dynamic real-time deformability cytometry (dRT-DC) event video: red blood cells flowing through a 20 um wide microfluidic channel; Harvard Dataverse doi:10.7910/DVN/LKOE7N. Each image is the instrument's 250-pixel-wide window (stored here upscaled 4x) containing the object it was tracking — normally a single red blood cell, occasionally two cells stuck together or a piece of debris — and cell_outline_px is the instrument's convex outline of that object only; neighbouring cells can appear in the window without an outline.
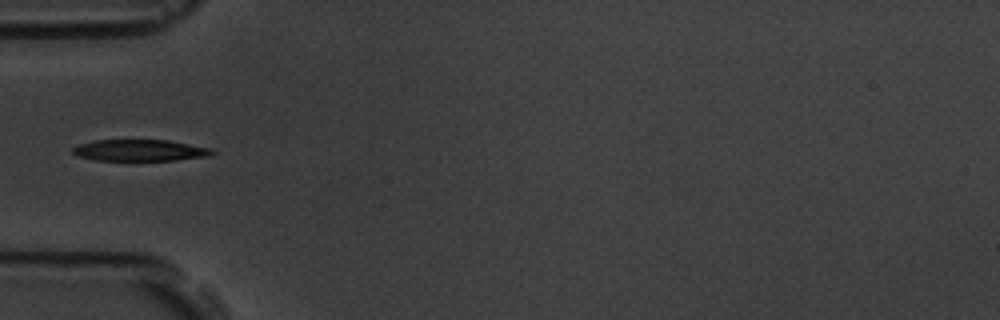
{"species": "common noctule bat (a hibernating species)", "species_latin": "Nyctalus noctula", "temperature_condition": "room temperature", "stored_images_in_passage": 1, "camera_frame_rate_fps": 3000, "um_per_image_px": 0.085, "animal": {"sex": "male", "body_mass_g": 19.5, "forearm_length_mm": 54.6}, "frame": {"image": 1, "passage_image": 1, "time_ms": 0.0, "image_size_px": [1000, 320], "cell_outline_px": [[216, 152], [212, 156], [176, 160], [96, 160], [76, 156], [72, 152], [72, 148], [76, 144], [96, 140], [168, 140], [212, 148]], "centroid_in_image_um": [11.9, 12.77], "position_along_channel_um": 73.1, "area_um2": 17.63}}